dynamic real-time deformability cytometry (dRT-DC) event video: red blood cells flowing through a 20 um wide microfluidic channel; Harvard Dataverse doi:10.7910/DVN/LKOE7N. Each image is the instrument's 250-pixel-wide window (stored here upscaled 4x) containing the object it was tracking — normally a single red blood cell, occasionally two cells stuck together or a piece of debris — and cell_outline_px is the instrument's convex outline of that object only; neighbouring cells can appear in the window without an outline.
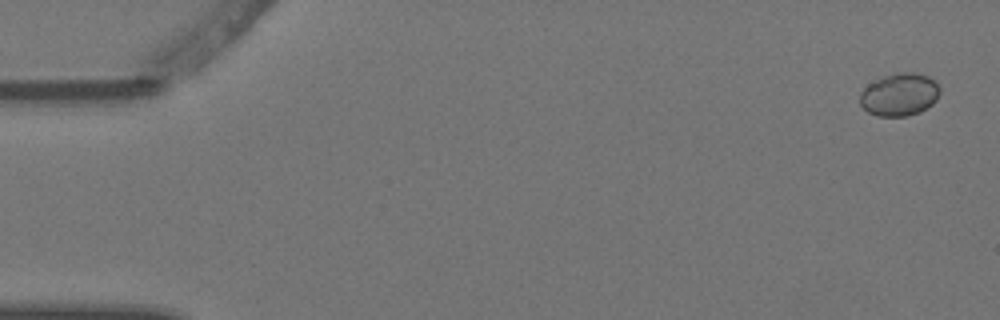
{"species": "Egyptian fruit bat (a non-hibernating species)", "species_latin": "Rousettus aegyptiacus", "temperature_condition": "warm", "stored_images_in_passage": 3, "camera_frame_rate_fps": 3000, "um_per_image_px": 0.085, "animal": {"sex": "female"}, "frame": {"image": 1, "passage_image": 1, "time_ms": 0.0, "image_size_px": [1000, 320], "cell_outline_px": [[940, 92], [936, 100], [932, 104], [920, 112], [908, 116], [876, 116], [868, 112], [860, 104], [860, 92], [868, 84], [884, 76], [896, 72], [916, 72], [928, 76], [940, 88]], "centroid_in_image_um": [76.45, 8.04], "position_along_channel_um": 8.6, "area_um2": 19.94}}